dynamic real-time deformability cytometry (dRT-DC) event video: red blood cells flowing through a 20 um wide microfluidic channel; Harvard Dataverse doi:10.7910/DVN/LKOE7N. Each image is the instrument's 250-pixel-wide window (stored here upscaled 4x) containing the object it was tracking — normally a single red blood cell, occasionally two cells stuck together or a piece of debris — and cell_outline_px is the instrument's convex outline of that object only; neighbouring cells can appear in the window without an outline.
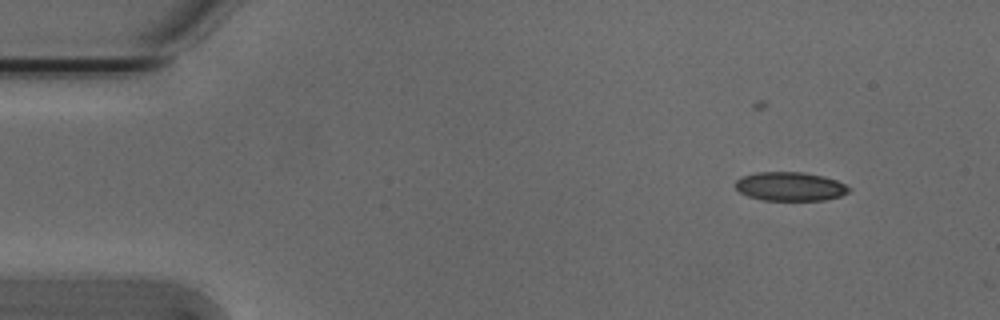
{"species": "Egyptian fruit bat (a non-hibernating species)", "species_latin": "Rousettus aegyptiacus", "temperature_condition": "cold", "stored_images_in_passage": 49, "camera_frame_rate_fps": 3000, "um_per_image_px": 0.085, "animal": {"sex": "male"}, "frame": {"image": 1, "passage_image": 1, "time_ms": 0.0, "image_size_px": [1000, 320], "cell_outline_px": [[852, 188], [848, 192], [840, 196], [824, 200], [764, 200], [748, 196], [740, 192], [732, 184], [736, 180], [744, 176], [756, 172], [804, 172], [824, 176], [836, 180]], "centroid_in_image_um": [67.15, 15.84], "position_along_channel_um": 17.8, "area_um2": 19.13}}
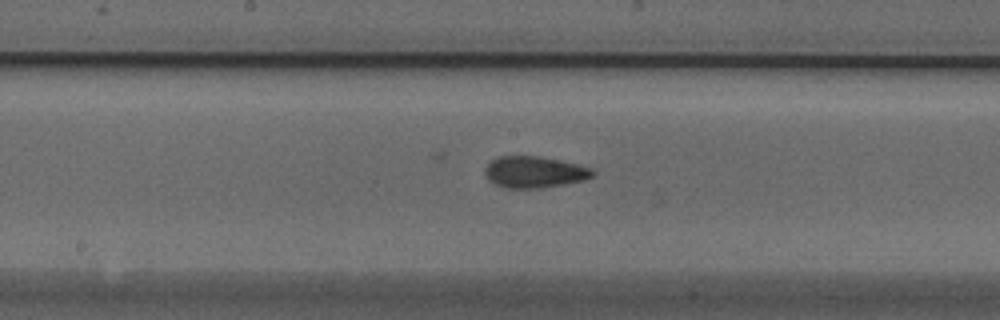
{"frame": {"image": 2, "passage_image": 23, "time_ms": 7.333, "image_size_px": [1000, 320], "cell_outline_px": [[596, 172], [592, 176], [584, 180], [564, 184], [540, 188], [504, 188], [488, 180], [484, 172], [484, 168], [492, 160], [500, 156], [540, 156], [576, 164], [592, 168]], "centroid_in_image_um": [45.41, 14.63], "position_along_channel_um": 202.8, "area_um2": 19.71}}
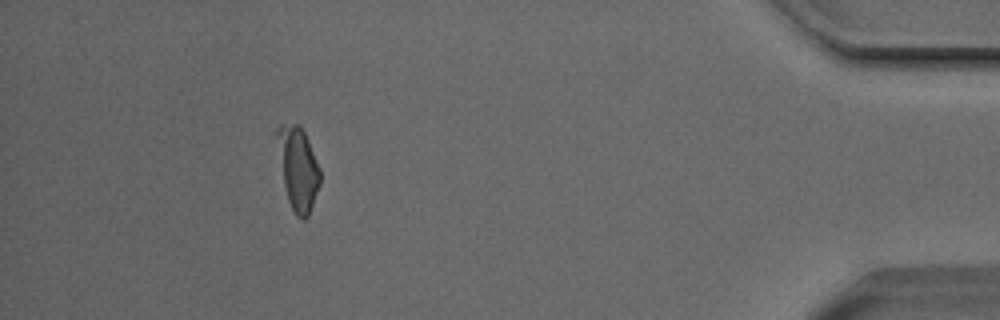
{"frame": {"image": 3, "passage_image": 44, "time_ms": 14.333, "image_size_px": [1000, 320], "cell_outline_px": [[320, 184], [308, 216], [304, 220], [296, 216], [288, 200], [284, 184], [276, 132], [276, 128], [280, 124], [300, 124], [304, 132], [320, 168]], "centroid_in_image_um": [25.34, 14.31], "position_along_channel_um": 409.9, "area_um2": 20.35}, "authors_computed_cell_mechanics": {"area_um2": 19.941, "velocity_mm_per_s": 3.8109, "shape_relaxation_time_tau1_ms": 4.0708, "shape_relaxation_time_tau2_ms": 2.4878, "deformation_change_tau1": 0.1006, "deformation_change_tau2": 0.0917}}